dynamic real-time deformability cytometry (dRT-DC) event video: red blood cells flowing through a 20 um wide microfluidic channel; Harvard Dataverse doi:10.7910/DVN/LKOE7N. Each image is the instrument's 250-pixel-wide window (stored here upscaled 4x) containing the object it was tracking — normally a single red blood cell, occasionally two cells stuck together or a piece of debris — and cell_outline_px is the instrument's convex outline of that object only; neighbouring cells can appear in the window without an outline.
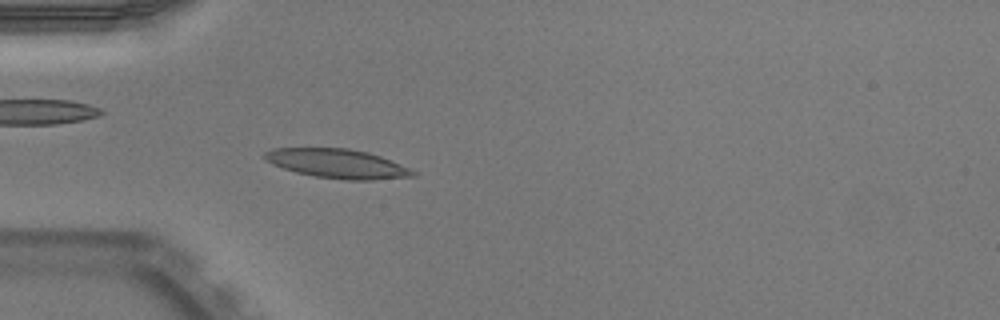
{"species": "Egyptian fruit bat (a non-hibernating species)", "species_latin": "Rousettus aegyptiacus", "temperature_condition": "warm", "stored_images_in_passage": 37, "camera_frame_rate_fps": 3000, "um_per_image_px": 0.085, "animal": {"sex": "male"}, "frame": {"image": 1, "passage_image": 1, "time_ms": 0.0, "image_size_px": [1000, 320], "cell_outline_px": [[416, 176], [372, 180], [344, 180], [316, 176], [296, 172], [272, 164], [264, 160], [260, 156], [264, 152], [272, 148], [348, 148], [368, 152], [380, 156], [412, 168], [416, 172]], "centroid_in_image_um": [28.67, 13.9], "position_along_channel_um": 56.3, "area_um2": 25.43}}
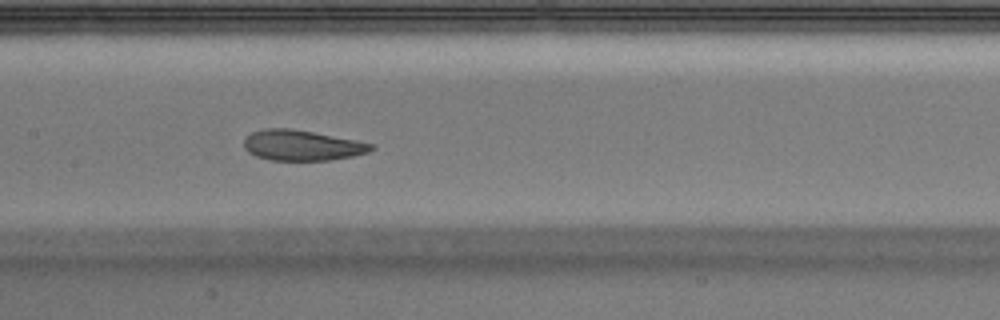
{"frame": {"image": 2, "passage_image": 11, "time_ms": 3.333, "image_size_px": [1000, 320], "cell_outline_px": [[376, 148], [368, 152], [352, 156], [328, 160], [272, 160], [256, 156], [248, 152], [244, 148], [244, 140], [252, 132], [264, 128], [288, 128], [312, 132], [356, 140], [376, 144]], "centroid_in_image_um": [25.68, 12.35], "position_along_channel_um": 181.7, "area_um2": 22.48}}
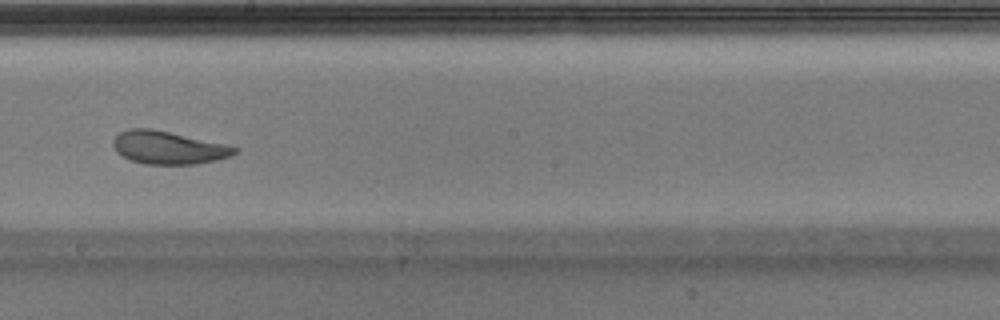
{"frame": {"image": 3, "passage_image": 15, "time_ms": 4.667, "image_size_px": [1000, 320], "cell_outline_px": [[240, 148], [236, 152], [228, 156], [216, 160], [196, 164], [144, 164], [132, 160], [116, 152], [112, 144], [112, 140], [120, 132], [128, 128], [152, 128], [224, 144]], "centroid_in_image_um": [14.26, 12.54], "position_along_channel_um": 233.9, "area_um2": 23.12}, "authors_computed_cell_mechanics": {"area_um2": 24.7962, "velocity_mm_per_s": 3.927, "shape_relaxation_time_tau1_ms": 4.2087, "shape_relaxation_time_tau2_ms": 1.799, "deformation_change_tau1": 0.1512, "deformation_change_tau2": 0.0845}}